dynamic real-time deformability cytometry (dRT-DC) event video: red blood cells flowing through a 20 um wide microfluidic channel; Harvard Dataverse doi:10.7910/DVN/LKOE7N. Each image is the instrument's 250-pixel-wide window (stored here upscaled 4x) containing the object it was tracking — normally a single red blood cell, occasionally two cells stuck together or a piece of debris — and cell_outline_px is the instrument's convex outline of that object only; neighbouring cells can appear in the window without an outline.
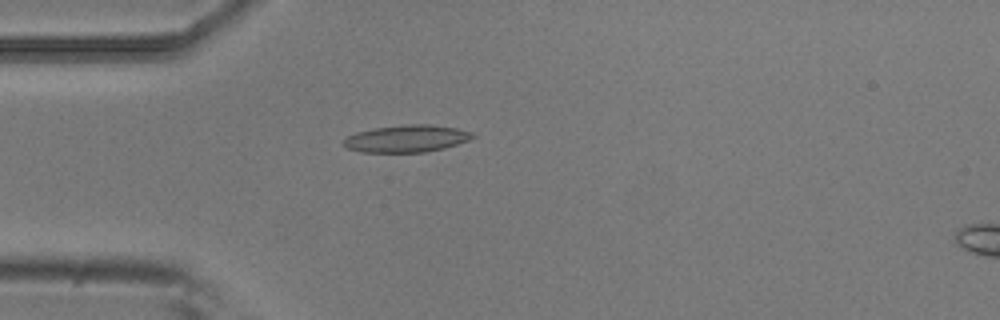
{"species": "common noctule bat (a hibernating species)", "species_latin": "Nyctalus noctula", "temperature_condition": "room temperature", "stored_images_in_passage": 4, "camera_frame_rate_fps": 3000, "um_per_image_px": 0.085, "animal": {"sex": "male", "body_mass_g": 20.5, "forearm_length_mm": 52.5}, "frame": {"image": 1, "passage_image": 4, "time_ms": 1.0, "image_size_px": [1000, 320], "cell_outline_px": [[476, 136], [468, 140], [444, 148], [424, 152], [360, 152], [348, 148], [344, 144], [344, 140], [348, 136], [356, 132], [372, 128], [408, 124], [432, 124], [456, 128], [472, 132]], "centroid_in_image_um": [34.57, 11.77], "position_along_channel_um": 50.4, "area_um2": 20.35}}